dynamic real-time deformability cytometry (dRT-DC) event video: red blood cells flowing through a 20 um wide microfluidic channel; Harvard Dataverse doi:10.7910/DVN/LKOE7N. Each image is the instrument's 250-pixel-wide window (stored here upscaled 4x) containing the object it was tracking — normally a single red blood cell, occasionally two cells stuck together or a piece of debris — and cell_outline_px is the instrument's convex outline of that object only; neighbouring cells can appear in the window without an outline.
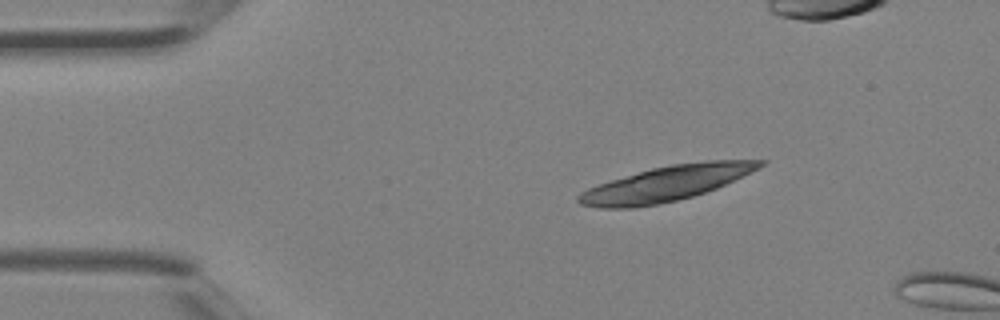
{"species": "Egyptian fruit bat (a non-hibernating species)", "species_latin": "Rousettus aegyptiacus", "temperature_condition": "room temperature", "stored_images_in_passage": 4, "camera_frame_rate_fps": 3000, "um_per_image_px": 0.085, "animal": {"sex": "female"}, "frame": {"image": 1, "passage_image": 1, "time_ms": 0.0, "image_size_px": [1000, 320], "cell_outline_px": [[768, 160], [760, 168], [716, 188], [692, 196], [676, 200], [636, 208], [600, 208], [580, 204], [576, 200], [576, 196], [588, 188], [612, 180], [652, 168], [672, 164], [704, 160]], "centroid_in_image_um": [56.63, 15.6], "position_along_channel_um": 28.4, "area_um2": 36.65}}